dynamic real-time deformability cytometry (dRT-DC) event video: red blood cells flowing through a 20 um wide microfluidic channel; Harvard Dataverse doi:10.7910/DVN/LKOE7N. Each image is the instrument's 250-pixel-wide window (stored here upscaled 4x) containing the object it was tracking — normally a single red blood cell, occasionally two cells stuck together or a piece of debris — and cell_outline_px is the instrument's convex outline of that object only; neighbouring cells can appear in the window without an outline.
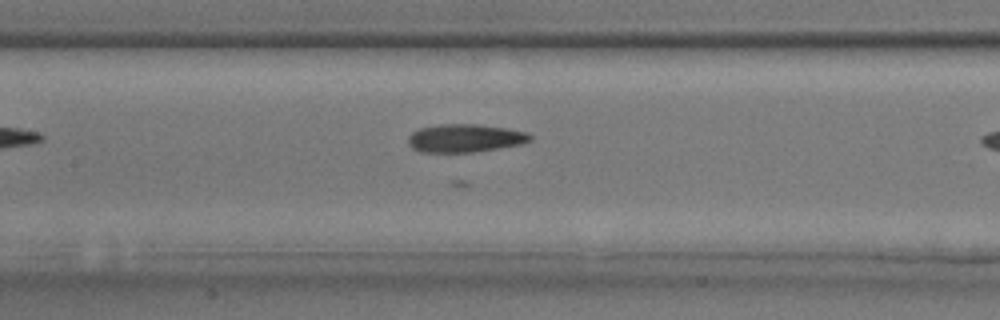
{"species": "common noctule bat (a hibernating species)", "species_latin": "Nyctalus noctula", "temperature_condition": "room temperature", "stored_images_in_passage": 15, "camera_frame_rate_fps": 3000, "um_per_image_px": 0.085, "animal": {"sex": "male", "body_mass_g": 17.9, "forearm_length_mm": 54.2}, "frame": {"image": 1, "passage_image": 14, "time_ms": 4.333, "image_size_px": [1000, 320], "cell_outline_px": [[532, 140], [524, 144], [476, 152], [420, 152], [412, 148], [408, 144], [408, 136], [412, 132], [420, 128], [440, 124], [480, 124], [508, 128], [528, 132], [532, 136]], "centroid_in_image_um": [39.56, 11.74], "position_along_channel_um": 167.8, "area_um2": 20.35}}